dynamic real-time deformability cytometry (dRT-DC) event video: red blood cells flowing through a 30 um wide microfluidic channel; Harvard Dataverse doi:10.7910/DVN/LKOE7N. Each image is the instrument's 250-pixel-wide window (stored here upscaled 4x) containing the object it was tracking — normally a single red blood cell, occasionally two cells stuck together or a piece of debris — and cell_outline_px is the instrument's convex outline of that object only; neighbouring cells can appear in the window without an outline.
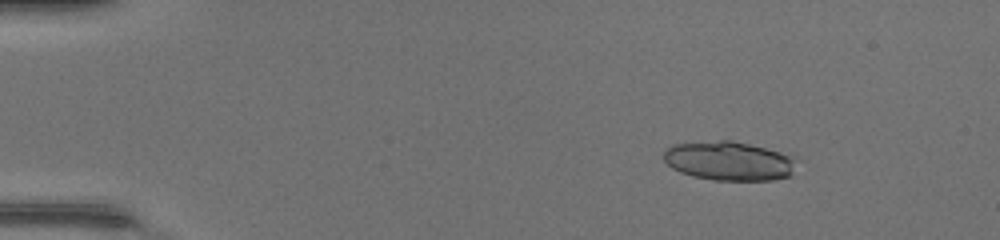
{"species": "common noctule bat (a hibernating species)", "species_latin": "Nyctalus noctula", "temperature_condition": "warm", "stored_images_in_passage": 22, "camera_frame_rate_fps": 3000, "um_per_image_px": 0.085, "animal": {"sex": "female", "body_mass_g": 17.0, "forearm_length_mm": 48.0}, "frame": {"image": 1, "passage_image": 7, "time_ms": 2.0, "image_size_px": [1000, 240], "cell_outline_px": [[800, 160], [792, 172], [788, 176], [772, 180], [716, 180], [692, 176], [680, 172], [672, 168], [664, 160], [664, 148], [672, 144], [720, 140], [732, 140], [796, 156]], "centroid_in_image_um": [61.98, 13.67], "position_along_channel_um": 23.0, "area_um2": 30.46}}